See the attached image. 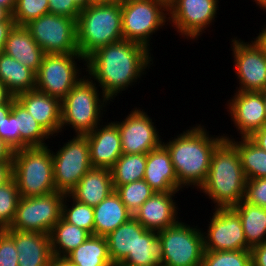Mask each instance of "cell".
<instances>
[{
    "label": "cell",
    "instance_id": "d6a6232c",
    "mask_svg": "<svg viewBox=\"0 0 266 266\" xmlns=\"http://www.w3.org/2000/svg\"><path fill=\"white\" fill-rule=\"evenodd\" d=\"M12 110L16 113L17 130L20 132V149L47 146L45 142L48 138H51V135L26 111L15 97L12 99Z\"/></svg>",
    "mask_w": 266,
    "mask_h": 266
},
{
    "label": "cell",
    "instance_id": "5b68a950",
    "mask_svg": "<svg viewBox=\"0 0 266 266\" xmlns=\"http://www.w3.org/2000/svg\"><path fill=\"white\" fill-rule=\"evenodd\" d=\"M96 85L88 75H84L61 100V131L69 126L75 135H85L103 123V111H107L110 100L99 92Z\"/></svg>",
    "mask_w": 266,
    "mask_h": 266
},
{
    "label": "cell",
    "instance_id": "7bdbcfd3",
    "mask_svg": "<svg viewBox=\"0 0 266 266\" xmlns=\"http://www.w3.org/2000/svg\"><path fill=\"white\" fill-rule=\"evenodd\" d=\"M0 266H18V251L13 237L6 230L0 236Z\"/></svg>",
    "mask_w": 266,
    "mask_h": 266
},
{
    "label": "cell",
    "instance_id": "b9f144b4",
    "mask_svg": "<svg viewBox=\"0 0 266 266\" xmlns=\"http://www.w3.org/2000/svg\"><path fill=\"white\" fill-rule=\"evenodd\" d=\"M0 139L14 151L20 149V132L17 130L16 113L13 110L4 118L0 127Z\"/></svg>",
    "mask_w": 266,
    "mask_h": 266
},
{
    "label": "cell",
    "instance_id": "6da1fadb",
    "mask_svg": "<svg viewBox=\"0 0 266 266\" xmlns=\"http://www.w3.org/2000/svg\"><path fill=\"white\" fill-rule=\"evenodd\" d=\"M152 64L148 48L122 39L95 50L86 58L84 65L87 68L83 69L102 88L105 97L112 101L118 93L133 86L146 74V69L149 70Z\"/></svg>",
    "mask_w": 266,
    "mask_h": 266
},
{
    "label": "cell",
    "instance_id": "30bf717a",
    "mask_svg": "<svg viewBox=\"0 0 266 266\" xmlns=\"http://www.w3.org/2000/svg\"><path fill=\"white\" fill-rule=\"evenodd\" d=\"M75 60L86 62L79 53L44 54L35 89L61 101L81 79L82 69Z\"/></svg>",
    "mask_w": 266,
    "mask_h": 266
},
{
    "label": "cell",
    "instance_id": "ba28073f",
    "mask_svg": "<svg viewBox=\"0 0 266 266\" xmlns=\"http://www.w3.org/2000/svg\"><path fill=\"white\" fill-rule=\"evenodd\" d=\"M202 229L181 220L158 232L163 246L162 266H201L204 254Z\"/></svg>",
    "mask_w": 266,
    "mask_h": 266
},
{
    "label": "cell",
    "instance_id": "94428289",
    "mask_svg": "<svg viewBox=\"0 0 266 266\" xmlns=\"http://www.w3.org/2000/svg\"><path fill=\"white\" fill-rule=\"evenodd\" d=\"M5 232L4 228H0V236Z\"/></svg>",
    "mask_w": 266,
    "mask_h": 266
},
{
    "label": "cell",
    "instance_id": "7402d4cb",
    "mask_svg": "<svg viewBox=\"0 0 266 266\" xmlns=\"http://www.w3.org/2000/svg\"><path fill=\"white\" fill-rule=\"evenodd\" d=\"M143 179L155 192H178V178L170 154L163 145L146 154Z\"/></svg>",
    "mask_w": 266,
    "mask_h": 266
},
{
    "label": "cell",
    "instance_id": "ac0fdd59",
    "mask_svg": "<svg viewBox=\"0 0 266 266\" xmlns=\"http://www.w3.org/2000/svg\"><path fill=\"white\" fill-rule=\"evenodd\" d=\"M90 153L92 168L111 169L122 155L121 137L115 122L98 125L92 132L85 134Z\"/></svg>",
    "mask_w": 266,
    "mask_h": 266
},
{
    "label": "cell",
    "instance_id": "9a60e30c",
    "mask_svg": "<svg viewBox=\"0 0 266 266\" xmlns=\"http://www.w3.org/2000/svg\"><path fill=\"white\" fill-rule=\"evenodd\" d=\"M207 231L202 232L205 251L251 250L241 218L232 208H214Z\"/></svg>",
    "mask_w": 266,
    "mask_h": 266
},
{
    "label": "cell",
    "instance_id": "681fc988",
    "mask_svg": "<svg viewBox=\"0 0 266 266\" xmlns=\"http://www.w3.org/2000/svg\"><path fill=\"white\" fill-rule=\"evenodd\" d=\"M13 98L14 95L0 82V106L9 103Z\"/></svg>",
    "mask_w": 266,
    "mask_h": 266
},
{
    "label": "cell",
    "instance_id": "52a82bcc",
    "mask_svg": "<svg viewBox=\"0 0 266 266\" xmlns=\"http://www.w3.org/2000/svg\"><path fill=\"white\" fill-rule=\"evenodd\" d=\"M123 39L150 50L151 35L169 22L166 0H121Z\"/></svg>",
    "mask_w": 266,
    "mask_h": 266
},
{
    "label": "cell",
    "instance_id": "3957f363",
    "mask_svg": "<svg viewBox=\"0 0 266 266\" xmlns=\"http://www.w3.org/2000/svg\"><path fill=\"white\" fill-rule=\"evenodd\" d=\"M246 177L236 147L224 139L214 150L210 169L200 192L215 204V208H232L245 196Z\"/></svg>",
    "mask_w": 266,
    "mask_h": 266
},
{
    "label": "cell",
    "instance_id": "d4e9b609",
    "mask_svg": "<svg viewBox=\"0 0 266 266\" xmlns=\"http://www.w3.org/2000/svg\"><path fill=\"white\" fill-rule=\"evenodd\" d=\"M94 235L106 237L123 223L133 217V214L122 203L119 195L113 191L101 203L93 207Z\"/></svg>",
    "mask_w": 266,
    "mask_h": 266
},
{
    "label": "cell",
    "instance_id": "11a10c76",
    "mask_svg": "<svg viewBox=\"0 0 266 266\" xmlns=\"http://www.w3.org/2000/svg\"><path fill=\"white\" fill-rule=\"evenodd\" d=\"M257 38L265 45L266 47V25H264V28H262L261 32H259V35Z\"/></svg>",
    "mask_w": 266,
    "mask_h": 266
},
{
    "label": "cell",
    "instance_id": "f1b7e54d",
    "mask_svg": "<svg viewBox=\"0 0 266 266\" xmlns=\"http://www.w3.org/2000/svg\"><path fill=\"white\" fill-rule=\"evenodd\" d=\"M74 266H111L106 237L91 235L64 257Z\"/></svg>",
    "mask_w": 266,
    "mask_h": 266
},
{
    "label": "cell",
    "instance_id": "8992f818",
    "mask_svg": "<svg viewBox=\"0 0 266 266\" xmlns=\"http://www.w3.org/2000/svg\"><path fill=\"white\" fill-rule=\"evenodd\" d=\"M48 147H25L14 151L13 178L20 197H37L56 191L52 150Z\"/></svg>",
    "mask_w": 266,
    "mask_h": 266
},
{
    "label": "cell",
    "instance_id": "f35d334b",
    "mask_svg": "<svg viewBox=\"0 0 266 266\" xmlns=\"http://www.w3.org/2000/svg\"><path fill=\"white\" fill-rule=\"evenodd\" d=\"M49 13L48 0H17L12 14L17 26H25L31 20Z\"/></svg>",
    "mask_w": 266,
    "mask_h": 266
},
{
    "label": "cell",
    "instance_id": "60d3db41",
    "mask_svg": "<svg viewBox=\"0 0 266 266\" xmlns=\"http://www.w3.org/2000/svg\"><path fill=\"white\" fill-rule=\"evenodd\" d=\"M244 200L266 209V178L246 180Z\"/></svg>",
    "mask_w": 266,
    "mask_h": 266
},
{
    "label": "cell",
    "instance_id": "9f6ffc18",
    "mask_svg": "<svg viewBox=\"0 0 266 266\" xmlns=\"http://www.w3.org/2000/svg\"><path fill=\"white\" fill-rule=\"evenodd\" d=\"M257 6L263 11L266 12V0H253Z\"/></svg>",
    "mask_w": 266,
    "mask_h": 266
},
{
    "label": "cell",
    "instance_id": "8fae6325",
    "mask_svg": "<svg viewBox=\"0 0 266 266\" xmlns=\"http://www.w3.org/2000/svg\"><path fill=\"white\" fill-rule=\"evenodd\" d=\"M64 193L54 191L37 197H20L15 217L9 229L50 233L61 219Z\"/></svg>",
    "mask_w": 266,
    "mask_h": 266
},
{
    "label": "cell",
    "instance_id": "4fadbf2b",
    "mask_svg": "<svg viewBox=\"0 0 266 266\" xmlns=\"http://www.w3.org/2000/svg\"><path fill=\"white\" fill-rule=\"evenodd\" d=\"M235 75L239 80L236 91L261 92L266 89V47L257 38L245 42L234 37L231 39Z\"/></svg>",
    "mask_w": 266,
    "mask_h": 266
},
{
    "label": "cell",
    "instance_id": "e0dca14e",
    "mask_svg": "<svg viewBox=\"0 0 266 266\" xmlns=\"http://www.w3.org/2000/svg\"><path fill=\"white\" fill-rule=\"evenodd\" d=\"M227 102L228 114L241 137H250L266 126L262 92L236 91Z\"/></svg>",
    "mask_w": 266,
    "mask_h": 266
},
{
    "label": "cell",
    "instance_id": "f6af8a7d",
    "mask_svg": "<svg viewBox=\"0 0 266 266\" xmlns=\"http://www.w3.org/2000/svg\"><path fill=\"white\" fill-rule=\"evenodd\" d=\"M13 178V161L0 162V186Z\"/></svg>",
    "mask_w": 266,
    "mask_h": 266
},
{
    "label": "cell",
    "instance_id": "4dcf8cb0",
    "mask_svg": "<svg viewBox=\"0 0 266 266\" xmlns=\"http://www.w3.org/2000/svg\"><path fill=\"white\" fill-rule=\"evenodd\" d=\"M129 266H162L163 246L158 232L147 230L138 236L133 252L122 261Z\"/></svg>",
    "mask_w": 266,
    "mask_h": 266
},
{
    "label": "cell",
    "instance_id": "f907efd6",
    "mask_svg": "<svg viewBox=\"0 0 266 266\" xmlns=\"http://www.w3.org/2000/svg\"><path fill=\"white\" fill-rule=\"evenodd\" d=\"M12 110V100L5 104L0 106V127L3 124L4 118L9 115V113Z\"/></svg>",
    "mask_w": 266,
    "mask_h": 266
},
{
    "label": "cell",
    "instance_id": "bcb514c9",
    "mask_svg": "<svg viewBox=\"0 0 266 266\" xmlns=\"http://www.w3.org/2000/svg\"><path fill=\"white\" fill-rule=\"evenodd\" d=\"M15 25V21H0V52L3 51L8 35Z\"/></svg>",
    "mask_w": 266,
    "mask_h": 266
},
{
    "label": "cell",
    "instance_id": "7dc6e473",
    "mask_svg": "<svg viewBox=\"0 0 266 266\" xmlns=\"http://www.w3.org/2000/svg\"><path fill=\"white\" fill-rule=\"evenodd\" d=\"M249 138L260 148L266 151V126L255 131Z\"/></svg>",
    "mask_w": 266,
    "mask_h": 266
},
{
    "label": "cell",
    "instance_id": "680465c9",
    "mask_svg": "<svg viewBox=\"0 0 266 266\" xmlns=\"http://www.w3.org/2000/svg\"><path fill=\"white\" fill-rule=\"evenodd\" d=\"M262 92L263 99H264V107H265V113H266V89H264Z\"/></svg>",
    "mask_w": 266,
    "mask_h": 266
},
{
    "label": "cell",
    "instance_id": "836d02e7",
    "mask_svg": "<svg viewBox=\"0 0 266 266\" xmlns=\"http://www.w3.org/2000/svg\"><path fill=\"white\" fill-rule=\"evenodd\" d=\"M146 168V154H124L117 159L111 170L113 186L142 180Z\"/></svg>",
    "mask_w": 266,
    "mask_h": 266
},
{
    "label": "cell",
    "instance_id": "ab89813d",
    "mask_svg": "<svg viewBox=\"0 0 266 266\" xmlns=\"http://www.w3.org/2000/svg\"><path fill=\"white\" fill-rule=\"evenodd\" d=\"M91 4V0H48L49 13L77 19L82 8Z\"/></svg>",
    "mask_w": 266,
    "mask_h": 266
},
{
    "label": "cell",
    "instance_id": "44dd1931",
    "mask_svg": "<svg viewBox=\"0 0 266 266\" xmlns=\"http://www.w3.org/2000/svg\"><path fill=\"white\" fill-rule=\"evenodd\" d=\"M14 239L18 266H49L53 259L50 236L39 232L5 229Z\"/></svg>",
    "mask_w": 266,
    "mask_h": 266
},
{
    "label": "cell",
    "instance_id": "74e56055",
    "mask_svg": "<svg viewBox=\"0 0 266 266\" xmlns=\"http://www.w3.org/2000/svg\"><path fill=\"white\" fill-rule=\"evenodd\" d=\"M19 199L20 194L14 178L0 186V228L6 229L12 224Z\"/></svg>",
    "mask_w": 266,
    "mask_h": 266
},
{
    "label": "cell",
    "instance_id": "9c48e42d",
    "mask_svg": "<svg viewBox=\"0 0 266 266\" xmlns=\"http://www.w3.org/2000/svg\"><path fill=\"white\" fill-rule=\"evenodd\" d=\"M25 27L45 54L79 53L77 19L47 13Z\"/></svg>",
    "mask_w": 266,
    "mask_h": 266
},
{
    "label": "cell",
    "instance_id": "cb8c5ba5",
    "mask_svg": "<svg viewBox=\"0 0 266 266\" xmlns=\"http://www.w3.org/2000/svg\"><path fill=\"white\" fill-rule=\"evenodd\" d=\"M2 52L18 60L35 73L38 72L45 54L34 41L29 30L25 26L17 25L10 31Z\"/></svg>",
    "mask_w": 266,
    "mask_h": 266
},
{
    "label": "cell",
    "instance_id": "5bb4252c",
    "mask_svg": "<svg viewBox=\"0 0 266 266\" xmlns=\"http://www.w3.org/2000/svg\"><path fill=\"white\" fill-rule=\"evenodd\" d=\"M219 0H170L168 2L169 24L187 40H198L215 17Z\"/></svg>",
    "mask_w": 266,
    "mask_h": 266
},
{
    "label": "cell",
    "instance_id": "816d5d0a",
    "mask_svg": "<svg viewBox=\"0 0 266 266\" xmlns=\"http://www.w3.org/2000/svg\"><path fill=\"white\" fill-rule=\"evenodd\" d=\"M17 0H0V6L6 8L11 14H13L16 7Z\"/></svg>",
    "mask_w": 266,
    "mask_h": 266
},
{
    "label": "cell",
    "instance_id": "f546056e",
    "mask_svg": "<svg viewBox=\"0 0 266 266\" xmlns=\"http://www.w3.org/2000/svg\"><path fill=\"white\" fill-rule=\"evenodd\" d=\"M49 236L53 258H64L87 240L91 234L61 218L52 227Z\"/></svg>",
    "mask_w": 266,
    "mask_h": 266
},
{
    "label": "cell",
    "instance_id": "4316f807",
    "mask_svg": "<svg viewBox=\"0 0 266 266\" xmlns=\"http://www.w3.org/2000/svg\"><path fill=\"white\" fill-rule=\"evenodd\" d=\"M146 231L147 229L132 217L106 236L112 263L122 262L133 252L138 236H142Z\"/></svg>",
    "mask_w": 266,
    "mask_h": 266
},
{
    "label": "cell",
    "instance_id": "db71d44e",
    "mask_svg": "<svg viewBox=\"0 0 266 266\" xmlns=\"http://www.w3.org/2000/svg\"><path fill=\"white\" fill-rule=\"evenodd\" d=\"M49 266H74L64 258H53Z\"/></svg>",
    "mask_w": 266,
    "mask_h": 266
},
{
    "label": "cell",
    "instance_id": "91938a15",
    "mask_svg": "<svg viewBox=\"0 0 266 266\" xmlns=\"http://www.w3.org/2000/svg\"><path fill=\"white\" fill-rule=\"evenodd\" d=\"M111 266H129V265H126V264H124L122 262H118V263H112Z\"/></svg>",
    "mask_w": 266,
    "mask_h": 266
},
{
    "label": "cell",
    "instance_id": "277c9868",
    "mask_svg": "<svg viewBox=\"0 0 266 266\" xmlns=\"http://www.w3.org/2000/svg\"><path fill=\"white\" fill-rule=\"evenodd\" d=\"M123 39L121 1L90 4L77 18V44L85 59L100 47Z\"/></svg>",
    "mask_w": 266,
    "mask_h": 266
},
{
    "label": "cell",
    "instance_id": "8d00e7d4",
    "mask_svg": "<svg viewBox=\"0 0 266 266\" xmlns=\"http://www.w3.org/2000/svg\"><path fill=\"white\" fill-rule=\"evenodd\" d=\"M201 266H252L251 251H204Z\"/></svg>",
    "mask_w": 266,
    "mask_h": 266
},
{
    "label": "cell",
    "instance_id": "2e32d148",
    "mask_svg": "<svg viewBox=\"0 0 266 266\" xmlns=\"http://www.w3.org/2000/svg\"><path fill=\"white\" fill-rule=\"evenodd\" d=\"M129 113L122 122L114 121L119 129L122 153L147 154L160 147L163 139L160 138L152 118L139 107Z\"/></svg>",
    "mask_w": 266,
    "mask_h": 266
},
{
    "label": "cell",
    "instance_id": "603a6c76",
    "mask_svg": "<svg viewBox=\"0 0 266 266\" xmlns=\"http://www.w3.org/2000/svg\"><path fill=\"white\" fill-rule=\"evenodd\" d=\"M113 191L115 189L111 170L107 168H91L69 195L80 203L94 207Z\"/></svg>",
    "mask_w": 266,
    "mask_h": 266
},
{
    "label": "cell",
    "instance_id": "e575fe53",
    "mask_svg": "<svg viewBox=\"0 0 266 266\" xmlns=\"http://www.w3.org/2000/svg\"><path fill=\"white\" fill-rule=\"evenodd\" d=\"M66 201L71 202V206ZM61 218L69 224L76 225L94 235L93 207L76 201L69 194L64 196Z\"/></svg>",
    "mask_w": 266,
    "mask_h": 266
},
{
    "label": "cell",
    "instance_id": "6f0895ef",
    "mask_svg": "<svg viewBox=\"0 0 266 266\" xmlns=\"http://www.w3.org/2000/svg\"><path fill=\"white\" fill-rule=\"evenodd\" d=\"M121 0H91V4L114 3Z\"/></svg>",
    "mask_w": 266,
    "mask_h": 266
},
{
    "label": "cell",
    "instance_id": "ee69618b",
    "mask_svg": "<svg viewBox=\"0 0 266 266\" xmlns=\"http://www.w3.org/2000/svg\"><path fill=\"white\" fill-rule=\"evenodd\" d=\"M252 266H266V242L251 248Z\"/></svg>",
    "mask_w": 266,
    "mask_h": 266
},
{
    "label": "cell",
    "instance_id": "f5cc1de1",
    "mask_svg": "<svg viewBox=\"0 0 266 266\" xmlns=\"http://www.w3.org/2000/svg\"><path fill=\"white\" fill-rule=\"evenodd\" d=\"M0 21H14L12 14L2 6H0Z\"/></svg>",
    "mask_w": 266,
    "mask_h": 266
},
{
    "label": "cell",
    "instance_id": "7c38bea8",
    "mask_svg": "<svg viewBox=\"0 0 266 266\" xmlns=\"http://www.w3.org/2000/svg\"><path fill=\"white\" fill-rule=\"evenodd\" d=\"M57 152L52 151L56 191L69 194L92 168L89 144L85 135H76Z\"/></svg>",
    "mask_w": 266,
    "mask_h": 266
},
{
    "label": "cell",
    "instance_id": "83f0119b",
    "mask_svg": "<svg viewBox=\"0 0 266 266\" xmlns=\"http://www.w3.org/2000/svg\"><path fill=\"white\" fill-rule=\"evenodd\" d=\"M232 209L241 218L247 245L252 248L266 242V209L244 199Z\"/></svg>",
    "mask_w": 266,
    "mask_h": 266
},
{
    "label": "cell",
    "instance_id": "1f68e13d",
    "mask_svg": "<svg viewBox=\"0 0 266 266\" xmlns=\"http://www.w3.org/2000/svg\"><path fill=\"white\" fill-rule=\"evenodd\" d=\"M223 135L238 150L246 180L266 178V151L255 144L249 137H241V141H238L226 134Z\"/></svg>",
    "mask_w": 266,
    "mask_h": 266
},
{
    "label": "cell",
    "instance_id": "ffe728a7",
    "mask_svg": "<svg viewBox=\"0 0 266 266\" xmlns=\"http://www.w3.org/2000/svg\"><path fill=\"white\" fill-rule=\"evenodd\" d=\"M15 99L53 137L61 133V101L37 89L23 92Z\"/></svg>",
    "mask_w": 266,
    "mask_h": 266
},
{
    "label": "cell",
    "instance_id": "d6986e66",
    "mask_svg": "<svg viewBox=\"0 0 266 266\" xmlns=\"http://www.w3.org/2000/svg\"><path fill=\"white\" fill-rule=\"evenodd\" d=\"M178 192H155L133 214V217L147 230L159 232L173 226L180 219L174 200Z\"/></svg>",
    "mask_w": 266,
    "mask_h": 266
},
{
    "label": "cell",
    "instance_id": "484cf974",
    "mask_svg": "<svg viewBox=\"0 0 266 266\" xmlns=\"http://www.w3.org/2000/svg\"><path fill=\"white\" fill-rule=\"evenodd\" d=\"M0 82L14 95L34 90L36 73L4 52H0Z\"/></svg>",
    "mask_w": 266,
    "mask_h": 266
},
{
    "label": "cell",
    "instance_id": "d590c367",
    "mask_svg": "<svg viewBox=\"0 0 266 266\" xmlns=\"http://www.w3.org/2000/svg\"><path fill=\"white\" fill-rule=\"evenodd\" d=\"M114 189L122 200V203L132 214L155 193L144 179L121 186H114Z\"/></svg>",
    "mask_w": 266,
    "mask_h": 266
},
{
    "label": "cell",
    "instance_id": "7a4b0ae2",
    "mask_svg": "<svg viewBox=\"0 0 266 266\" xmlns=\"http://www.w3.org/2000/svg\"><path fill=\"white\" fill-rule=\"evenodd\" d=\"M208 132L206 127L196 124L178 134L177 138L162 142L170 154L178 178V191L190 185L199 189L205 182L212 154L225 139L224 135L210 136Z\"/></svg>",
    "mask_w": 266,
    "mask_h": 266
},
{
    "label": "cell",
    "instance_id": "c3c4849f",
    "mask_svg": "<svg viewBox=\"0 0 266 266\" xmlns=\"http://www.w3.org/2000/svg\"><path fill=\"white\" fill-rule=\"evenodd\" d=\"M14 150L0 139V162L12 161Z\"/></svg>",
    "mask_w": 266,
    "mask_h": 266
}]
</instances>
